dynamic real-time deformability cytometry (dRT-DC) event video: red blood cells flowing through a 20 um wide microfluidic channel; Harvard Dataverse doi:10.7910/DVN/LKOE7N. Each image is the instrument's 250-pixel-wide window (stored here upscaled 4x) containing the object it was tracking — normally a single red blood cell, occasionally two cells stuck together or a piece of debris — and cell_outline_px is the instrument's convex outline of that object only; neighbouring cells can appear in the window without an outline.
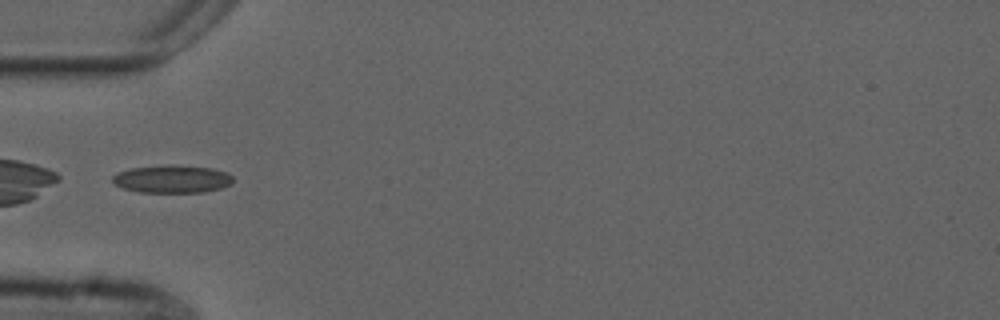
{"species": "common noctule bat (a hibernating species)", "species_latin": "Nyctalus noctula", "temperature_condition": "cold", "stored_images_in_passage": 10, "camera_frame_rate_fps": 3000, "um_per_image_px": 0.085, "animal": {"sex": "male", "forearm_length_mm": 52.5}, "frame": {"image": 1, "passage_image": 1, "time_ms": 0.0, "image_size_px": [1000, 320], "cell_outline_px": [[232, 184], [220, 188], [204, 192], [140, 192], [124, 188], [116, 184], [112, 180], [112, 176], [116, 172], [132, 168], [172, 164], [212, 168], [228, 172], [232, 176]], "centroid_in_image_um": [14.65, 15.2], "position_along_channel_um": 70.4, "area_um2": 19.54}}
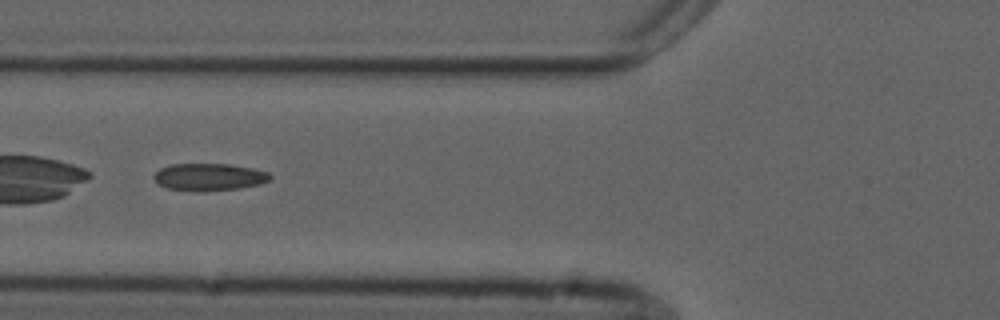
{"frame": {"image": 2, "passage_image": 4, "time_ms": 1.0, "image_size_px": [1000, 320], "cell_outline_px": [[272, 176], [268, 180], [260, 184], [240, 188], [204, 192], [168, 188], [156, 184], [152, 176], [160, 168], [172, 164], [232, 164], [252, 168], [268, 172]], "centroid_in_image_um": [17.75, 15.05], "position_along_channel_um": 108.0, "area_um2": 18.61}}